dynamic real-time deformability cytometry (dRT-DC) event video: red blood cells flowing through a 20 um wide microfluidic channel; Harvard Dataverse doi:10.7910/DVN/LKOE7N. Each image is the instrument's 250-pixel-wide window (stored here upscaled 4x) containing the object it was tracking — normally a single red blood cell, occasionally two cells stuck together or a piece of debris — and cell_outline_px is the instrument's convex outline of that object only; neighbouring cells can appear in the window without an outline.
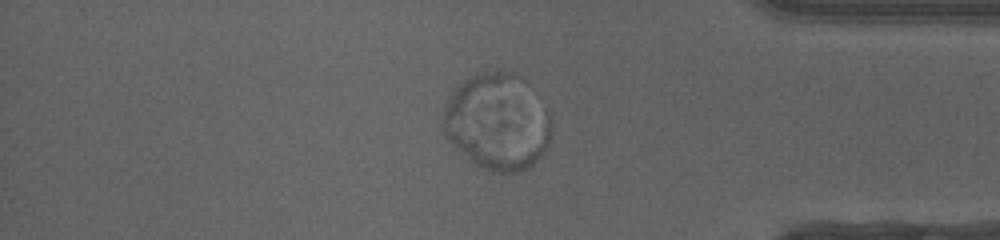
{"species": "human", "species_latin": "Homo sapiens", "temperature_condition": "cold", "stored_images_in_passage": 48, "segment_of_instrument_passage": [2, 2], "camera_frame_rate_fps": 3000, "um_per_image_px": 0.085, "donor": {"sex": "female"}, "frame": {"image": 1, "passage_image": 41, "time_ms": 13.333, "image_size_px": [1000, 240], "cell_outline_px": [[552, 124], [548, 144], [544, 152], [528, 168], [516, 172], [492, 172], [480, 168], [444, 132], [444, 108], [448, 100], [456, 88], [464, 80], [472, 76], [500, 68], [512, 72], [520, 76], [524, 80], [548, 112]], "centroid_in_image_um": [42.32, 10.33], "position_along_channel_um": 392.9, "area_um2": 59.94}}